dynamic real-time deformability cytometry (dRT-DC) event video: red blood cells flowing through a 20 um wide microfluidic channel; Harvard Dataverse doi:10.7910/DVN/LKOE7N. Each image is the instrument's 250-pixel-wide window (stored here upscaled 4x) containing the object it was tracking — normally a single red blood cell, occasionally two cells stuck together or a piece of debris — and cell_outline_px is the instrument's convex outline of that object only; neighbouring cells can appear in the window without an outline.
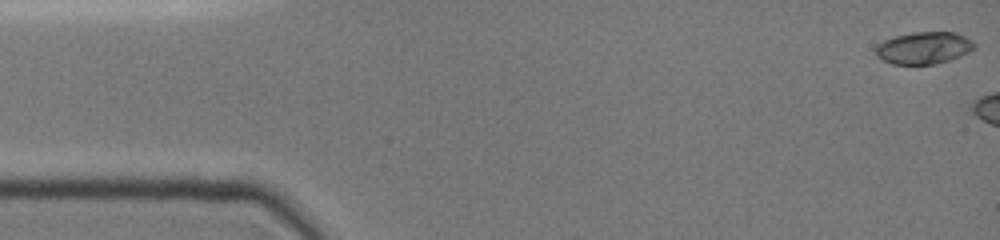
{"species": "common noctule bat (a hibernating species)", "species_latin": "Nyctalus noctula", "temperature_condition": "cold", "stored_images_in_passage": 5, "camera_frame_rate_fps": 3000, "um_per_image_px": 0.085, "animal": {"sex": "female", "body_mass_g": 19.0, "forearm_length_mm": 51.5}, "frame": {"image": 1, "passage_image": 1, "time_ms": 0.0, "image_size_px": [1000, 240], "cell_outline_px": [[976, 48], [960, 56], [936, 64], [892, 64], [876, 56], [876, 48], [884, 40], [896, 36], [912, 32], [956, 32], [972, 40], [976, 44]], "centroid_in_image_um": [78.56, 4.07], "position_along_channel_um": 6.4, "area_um2": 18.38}}